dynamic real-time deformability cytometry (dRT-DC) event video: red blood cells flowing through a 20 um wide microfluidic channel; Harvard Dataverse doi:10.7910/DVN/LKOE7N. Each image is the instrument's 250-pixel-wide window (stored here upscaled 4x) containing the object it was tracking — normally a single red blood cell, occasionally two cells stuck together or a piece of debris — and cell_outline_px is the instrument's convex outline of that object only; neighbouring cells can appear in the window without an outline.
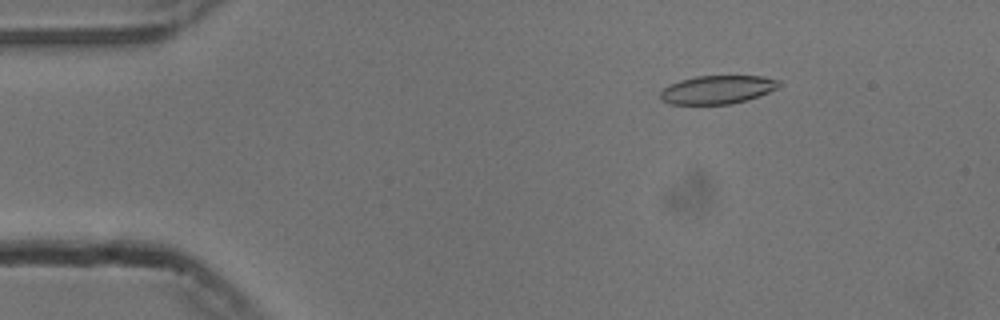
{"species": "common noctule bat (a hibernating species)", "species_latin": "Nyctalus noctula", "temperature_condition": "cold", "stored_images_in_passage": 49, "camera_frame_rate_fps": 3000, "um_per_image_px": 0.085, "animal": {"sex": "male", "body_mass_g": 13.3}, "frame": {"image": 1, "passage_image": 3, "time_ms": 0.667, "image_size_px": [1000, 320], "cell_outline_px": [[780, 84], [776, 88], [760, 96], [748, 100], [732, 104], [668, 104], [660, 100], [660, 92], [664, 88], [680, 80], [696, 76], [764, 76], [780, 80]], "centroid_in_image_um": [60.98, 7.62], "position_along_channel_um": 24.0, "area_um2": 19.71}}
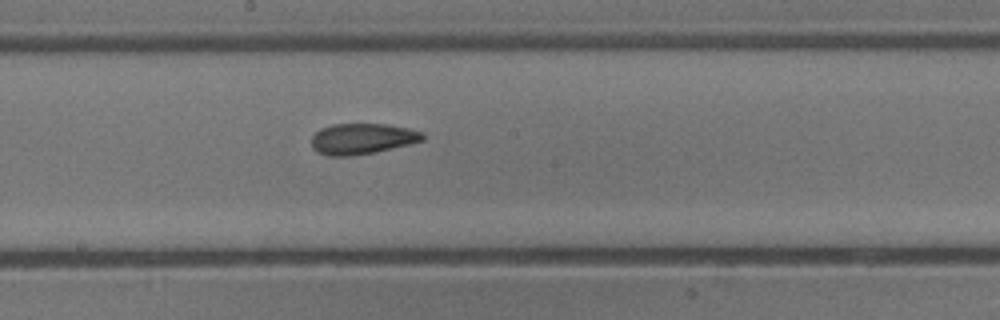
{"frame": {"image": 2, "passage_image": 24, "time_ms": 7.667, "image_size_px": [1000, 320], "cell_outline_px": [[424, 140], [376, 152], [348, 156], [328, 156], [312, 148], [312, 136], [320, 128], [332, 124], [388, 124], [408, 128], [424, 132]], "centroid_in_image_um": [30.79, 11.78], "position_along_channel_um": 217.4, "area_um2": 19.94}}
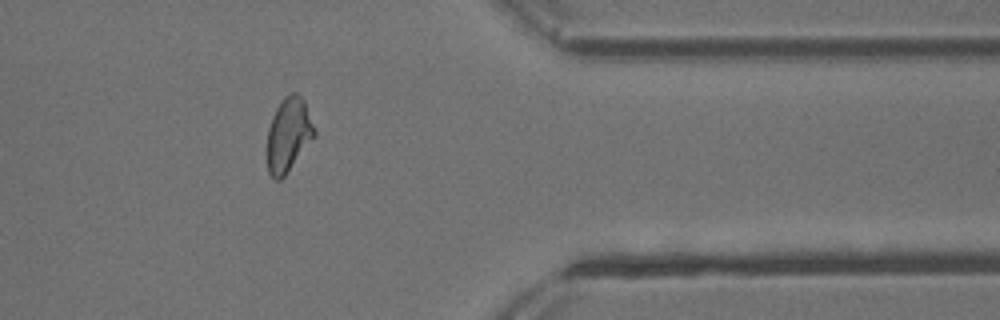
{"frame": {"image": 3, "passage_image": 39, "time_ms": 12.667, "image_size_px": [1000, 320], "cell_outline_px": [[316, 136], [284, 176], [280, 180], [276, 180], [268, 172], [268, 128], [272, 116], [276, 108], [284, 96], [288, 92], [296, 92], [304, 100], [316, 132]], "centroid_in_image_um": [24.53, 11.42], "position_along_channel_um": 386.9, "area_um2": 20.29}, "authors_computed_cell_mechanics": {"area_um2": 20.2878, "velocity_mm_per_s": 3.761, "shape_relaxation_time_tau1_ms": 10.2991, "shape_relaxation_time_tau2_ms": 2.7226, "deformation_change_tau1": 0.1894, "deformation_change_tau2": 0.0853}}